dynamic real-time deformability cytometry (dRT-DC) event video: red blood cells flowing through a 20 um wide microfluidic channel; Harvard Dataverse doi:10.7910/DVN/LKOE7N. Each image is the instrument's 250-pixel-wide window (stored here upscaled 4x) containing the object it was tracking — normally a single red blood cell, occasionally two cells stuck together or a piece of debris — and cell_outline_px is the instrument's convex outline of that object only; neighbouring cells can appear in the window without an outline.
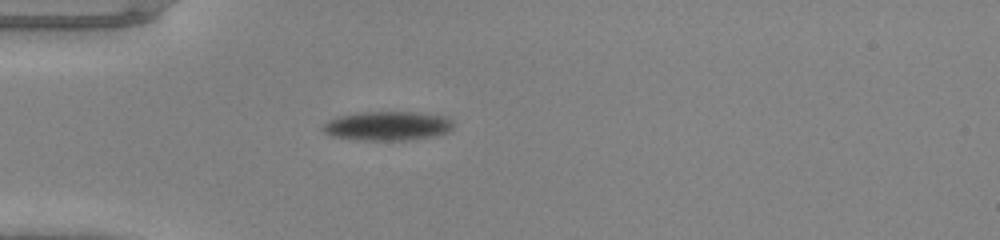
{"species": "common noctule bat (a hibernating species)", "species_latin": "Nyctalus noctula", "temperature_condition": "warm", "stored_images_in_passage": 38, "camera_frame_rate_fps": 3000, "um_per_image_px": 0.085, "animal": {"sex": "male", "body_mass_g": 20.0, "forearm_length_mm": 53.3}, "frame": {"image": 1, "passage_image": 1, "time_ms": 0.0, "image_size_px": [1000, 240], "cell_outline_px": [[452, 128], [448, 132], [436, 136], [408, 140], [356, 140], [332, 136], [324, 132], [320, 128], [328, 120], [336, 116], [356, 112], [416, 112], [448, 116], [452, 120]], "centroid_in_image_um": [32.92, 10.7], "position_along_channel_um": 52.1, "area_um2": 22.54}}
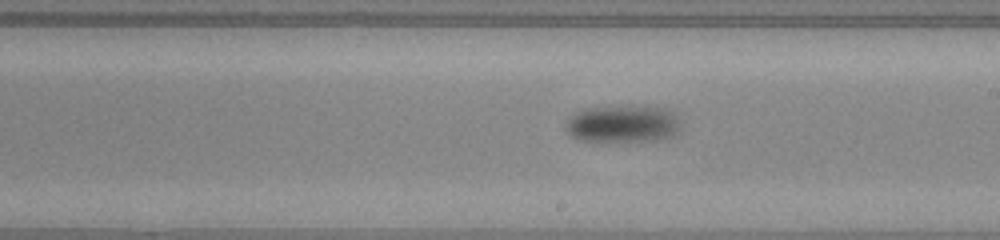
{"frame": {"image": 2, "passage_image": 16, "time_ms": 5.0, "image_size_px": [1000, 240], "cell_outline_px": [[680, 128], [672, 136], [656, 140], [584, 140], [572, 136], [564, 128], [564, 124], [576, 112], [584, 108], [664, 108], [672, 112], [676, 116], [680, 124]], "centroid_in_image_um": [52.92, 10.54], "position_along_channel_um": 236.1, "area_um2": 23.87}}
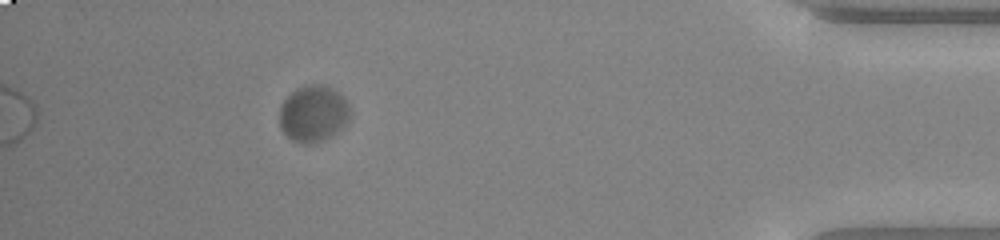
{"frame": {"image": 3, "passage_image": 33, "time_ms": 10.667, "image_size_px": [1000, 240], "cell_outline_px": [[352, 112], [348, 120], [336, 132], [324, 140], [312, 144], [304, 144], [292, 140], [280, 128], [280, 108], [284, 100], [296, 88], [308, 84], [320, 84], [344, 96]], "centroid_in_image_um": [26.63, 9.66], "position_along_channel_um": 408.6, "area_um2": 23.12}}